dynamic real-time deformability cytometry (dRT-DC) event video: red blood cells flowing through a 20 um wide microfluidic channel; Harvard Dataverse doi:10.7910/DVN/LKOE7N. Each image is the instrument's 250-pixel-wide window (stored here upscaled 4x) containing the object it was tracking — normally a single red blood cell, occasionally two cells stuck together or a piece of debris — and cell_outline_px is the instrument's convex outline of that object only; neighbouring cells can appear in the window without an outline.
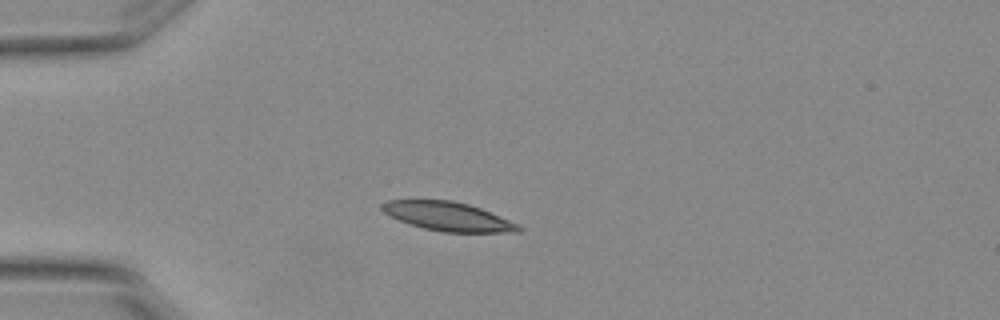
{"species": "Egyptian fruit bat (a non-hibernating species)", "species_latin": "Rousettus aegyptiacus", "temperature_condition": "warm", "stored_images_in_passage": 5, "camera_frame_rate_fps": 3000, "um_per_image_px": 0.085, "animal": {"sex": "female"}, "frame": {"image": 1, "passage_image": 4, "time_ms": 1.0, "image_size_px": [1000, 320], "cell_outline_px": [[524, 228], [520, 232], [444, 232], [424, 228], [400, 220], [384, 212], [380, 208], [380, 204], [388, 200], [452, 200], [468, 204], [480, 208], [520, 224]], "centroid_in_image_um": [38.13, 18.39], "position_along_channel_um": 46.9, "area_um2": 22.83}}